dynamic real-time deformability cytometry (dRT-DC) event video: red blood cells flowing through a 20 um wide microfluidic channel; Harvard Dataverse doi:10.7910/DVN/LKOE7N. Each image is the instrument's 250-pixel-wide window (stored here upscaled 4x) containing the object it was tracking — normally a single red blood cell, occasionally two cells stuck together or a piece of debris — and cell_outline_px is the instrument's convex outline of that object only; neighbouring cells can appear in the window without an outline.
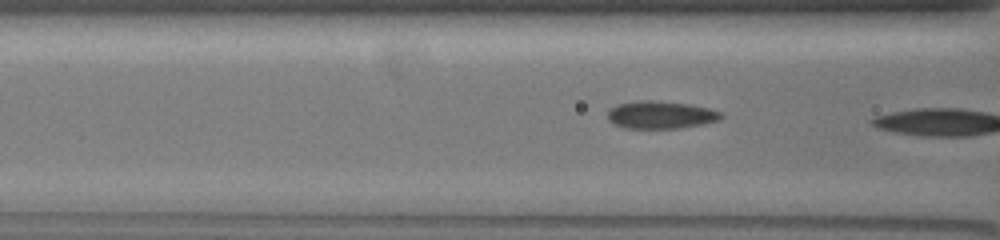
{"species": "common noctule bat (a hibernating species)", "species_latin": "Nyctalus noctula", "temperature_condition": "warm", "stored_images_in_passage": 8, "camera_frame_rate_fps": 3000, "um_per_image_px": 0.085, "animal": {"sex": "female", "body_mass_g": 19.5, "forearm_length_mm": 54.1}, "frame": {"image": 1, "passage_image": 4, "time_ms": 1.0, "image_size_px": [1000, 240], "cell_outline_px": [[724, 116], [720, 120], [680, 128], [624, 128], [612, 124], [608, 120], [608, 112], [612, 108], [620, 104], [640, 100], [648, 100], [688, 104], [708, 108], [720, 112]], "centroid_in_image_um": [56.15, 9.77], "position_along_channel_um": 110.5, "area_um2": 18.03}}